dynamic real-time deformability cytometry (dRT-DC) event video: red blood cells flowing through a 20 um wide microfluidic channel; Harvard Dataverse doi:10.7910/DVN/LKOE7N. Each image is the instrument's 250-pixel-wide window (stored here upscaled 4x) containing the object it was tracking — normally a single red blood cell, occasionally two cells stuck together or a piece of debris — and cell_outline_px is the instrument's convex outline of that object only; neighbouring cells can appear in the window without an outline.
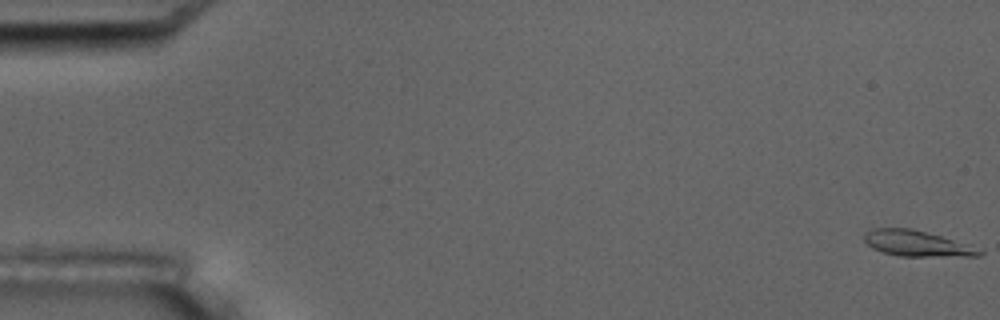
{"species": "common noctule bat (a hibernating species)", "species_latin": "Nyctalus noctula", "temperature_condition": "room temperature", "stored_images_in_passage": 8, "camera_frame_rate_fps": 3000, "um_per_image_px": 0.085, "animal": {"sex": "male", "body_mass_g": 17.5, "forearm_length_mm": 52.3}, "frame": {"image": 1, "passage_image": 1, "time_ms": 0.0, "image_size_px": [1000, 320], "cell_outline_px": [[984, 252], [980, 256], [900, 256], [884, 252], [872, 248], [864, 240], [864, 232], [872, 228], [912, 228], [972, 244]], "centroid_in_image_um": [77.97, 20.68], "position_along_channel_um": 7.0, "area_um2": 17.46}}
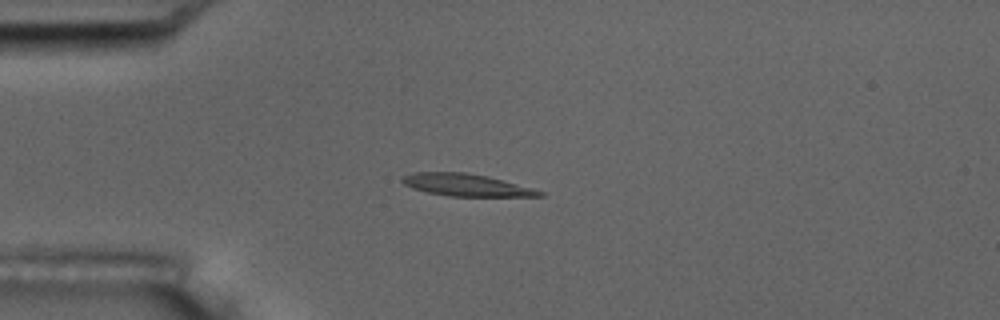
{"frame": {"image": 2, "passage_image": 5, "time_ms": 4.667, "image_size_px": [1000, 320], "cell_outline_px": [[544, 196], [448, 196], [428, 192], [412, 188], [404, 184], [400, 180], [404, 176], [416, 172], [464, 172], [488, 176], [532, 188], [544, 192]], "centroid_in_image_um": [39.61, 15.72], "position_along_channel_um": 45.4, "area_um2": 17.57}}